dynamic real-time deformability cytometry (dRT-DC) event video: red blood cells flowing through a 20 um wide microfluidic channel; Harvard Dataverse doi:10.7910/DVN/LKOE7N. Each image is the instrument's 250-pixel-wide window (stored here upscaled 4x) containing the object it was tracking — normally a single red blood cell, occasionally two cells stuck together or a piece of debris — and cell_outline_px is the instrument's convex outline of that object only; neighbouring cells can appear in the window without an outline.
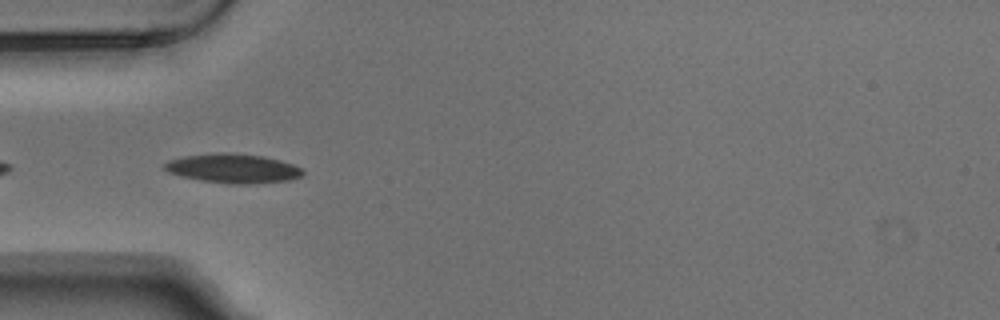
{"species": "Egyptian fruit bat (a non-hibernating species)", "species_latin": "Rousettus aegyptiacus", "temperature_condition": "warm", "stored_images_in_passage": 7, "camera_frame_rate_fps": 3000, "um_per_image_px": 0.085, "animal": {"sex": "male"}, "frame": {"image": 1, "passage_image": 5, "time_ms": 1.333, "image_size_px": [1000, 320], "cell_outline_px": [[304, 172], [300, 176], [288, 180], [248, 184], [236, 184], [200, 180], [168, 172], [164, 168], [164, 164], [168, 160], [184, 156], [220, 152], [224, 152], [264, 156], [280, 160], [292, 164], [300, 168]], "centroid_in_image_um": [19.8, 14.3], "position_along_channel_um": 65.2, "area_um2": 23.24}}
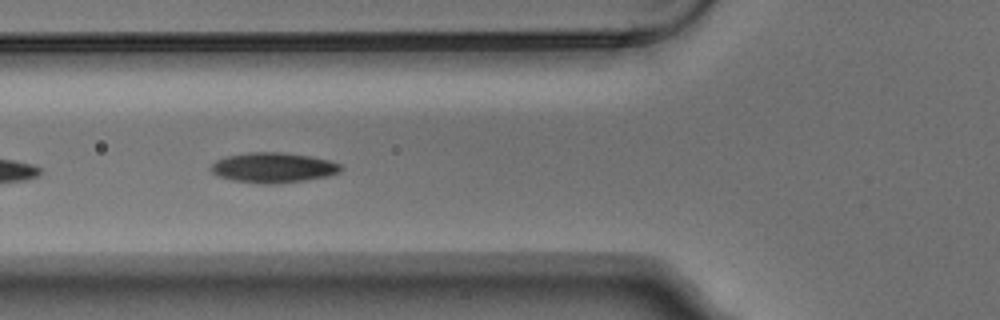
{"frame": {"image": 2, "passage_image": 6, "time_ms": 1.667, "image_size_px": [1000, 320], "cell_outline_px": [[344, 168], [340, 172], [328, 176], [304, 180], [276, 184], [260, 184], [232, 180], [220, 176], [212, 172], [208, 168], [216, 160], [224, 156], [248, 152], [284, 152], [312, 156], [328, 160], [340, 164]], "centroid_in_image_um": [23.22, 14.24], "position_along_channel_um": 102.6, "area_um2": 23.06}}
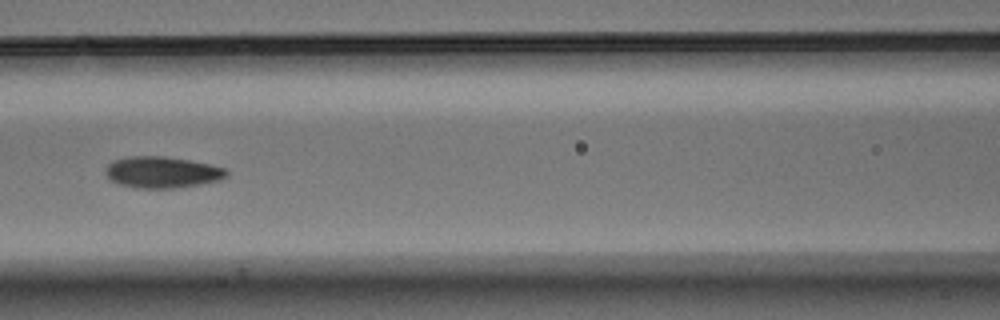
{"frame": {"image": 3, "passage_image": 7, "time_ms": 2.0, "image_size_px": [1000, 320], "cell_outline_px": [[228, 176], [220, 180], [180, 188], [136, 188], [120, 184], [108, 180], [104, 172], [104, 168], [112, 160], [128, 156], [164, 156], [188, 160], [228, 168]], "centroid_in_image_um": [13.75, 14.64], "position_along_channel_um": 152.8, "area_um2": 22.48}}